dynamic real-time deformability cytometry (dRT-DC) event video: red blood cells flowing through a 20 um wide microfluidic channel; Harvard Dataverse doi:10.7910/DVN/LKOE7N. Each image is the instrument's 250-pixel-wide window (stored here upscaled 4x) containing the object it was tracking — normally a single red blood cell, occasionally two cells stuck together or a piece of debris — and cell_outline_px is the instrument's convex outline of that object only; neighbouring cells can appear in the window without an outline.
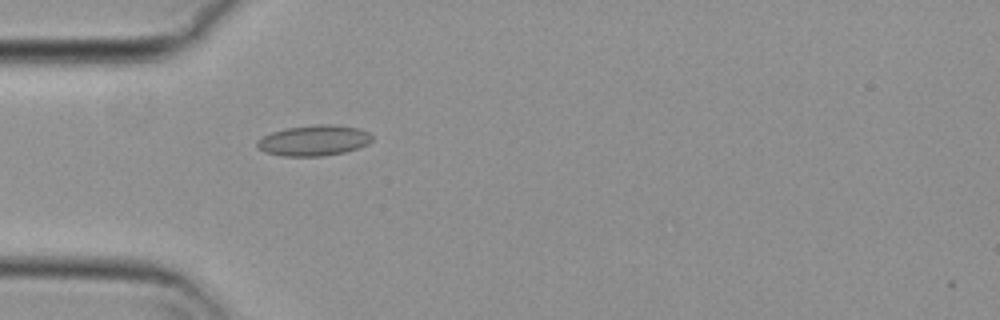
{"species": "common noctule bat (a hibernating species)", "species_latin": "Nyctalus noctula", "temperature_condition": "cold", "stored_images_in_passage": 40, "camera_frame_rate_fps": 3000, "um_per_image_px": 0.085, "animal": {"sex": "female", "body_mass_g": 29.2, "forearm_length_mm": 56.3}, "frame": {"image": 1, "passage_image": 1, "time_ms": 0.0, "image_size_px": [1000, 320], "cell_outline_px": [[372, 140], [368, 144], [344, 152], [320, 156], [284, 156], [264, 152], [256, 148], [256, 140], [272, 132], [284, 128], [316, 124], [336, 124], [360, 128], [368, 132], [372, 136]], "centroid_in_image_um": [26.66, 11.93], "position_along_channel_um": 58.3, "area_um2": 20.69}}
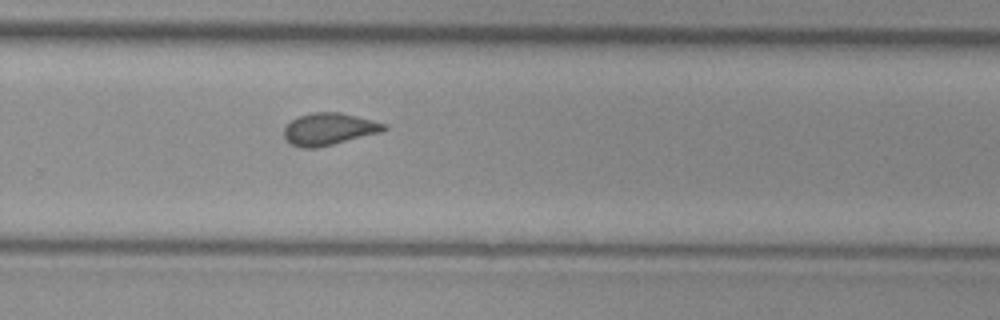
{"frame": {"image": 2, "passage_image": 21, "time_ms": 6.667, "image_size_px": [1000, 320], "cell_outline_px": [[388, 128], [380, 132], [316, 148], [300, 148], [292, 144], [284, 136], [284, 128], [296, 116], [308, 112], [340, 112], [388, 124]], "centroid_in_image_um": [27.95, 10.95], "position_along_channel_um": 301.9, "area_um2": 18.61}}
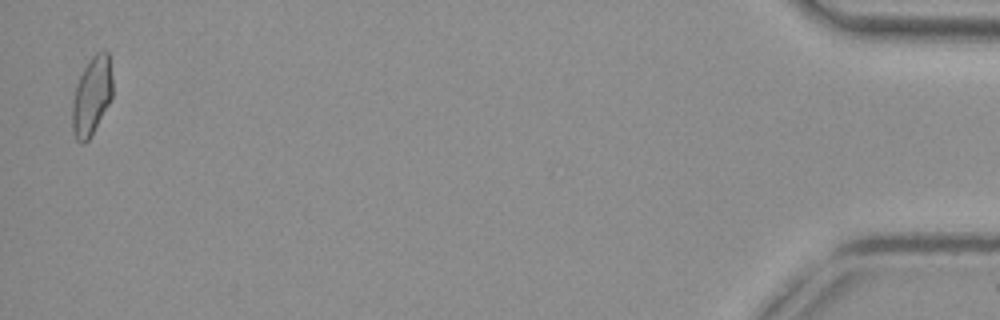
{"frame": {"image": 3, "passage_image": 39, "time_ms": 12.667, "image_size_px": [1000, 320], "cell_outline_px": [[112, 100], [88, 140], [84, 144], [80, 144], [76, 140], [72, 132], [72, 100], [76, 84], [88, 60], [96, 52], [104, 48], [108, 52], [112, 76]], "centroid_in_image_um": [7.79, 8.15], "position_along_channel_um": 427.4, "area_um2": 18.79}, "authors_computed_cell_mechanics": {"area_um2": 18.3804, "velocity_mm_per_s": 3.714, "shape_relaxation_time_tau1_ms": null, "shape_relaxation_time_tau2_ms": 1.9504, "deformation_change_tau1": null, "deformation_change_tau2": 0.0621}}